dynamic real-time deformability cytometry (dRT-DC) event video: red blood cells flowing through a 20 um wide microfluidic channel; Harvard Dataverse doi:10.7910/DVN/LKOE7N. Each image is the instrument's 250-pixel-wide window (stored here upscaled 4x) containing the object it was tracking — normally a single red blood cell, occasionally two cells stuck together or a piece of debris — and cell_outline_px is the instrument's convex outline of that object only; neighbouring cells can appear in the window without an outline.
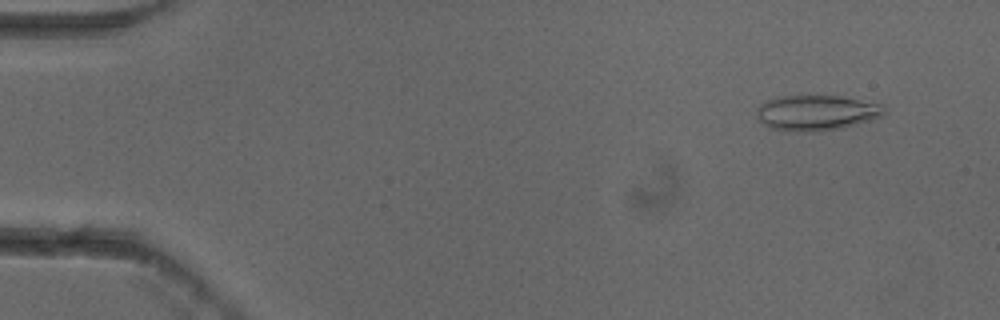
{"species": "common noctule bat (a hibernating species)", "species_latin": "Nyctalus noctula", "temperature_condition": "cold", "stored_images_in_passage": 54, "camera_frame_rate_fps": 3000, "um_per_image_px": 0.085, "animal": {"sex": "female"}, "frame": {"image": 1, "passage_image": 5, "time_ms": 1.333, "image_size_px": [1000, 320], "cell_outline_px": [[884, 116], [872, 120], [844, 128], [820, 132], [796, 132], [772, 128], [764, 124], [756, 116], [756, 108], [760, 104], [768, 100], [780, 96], [840, 96], [884, 104]], "centroid_in_image_um": [69.43, 9.6], "position_along_channel_um": 15.6, "area_um2": 26.65}}
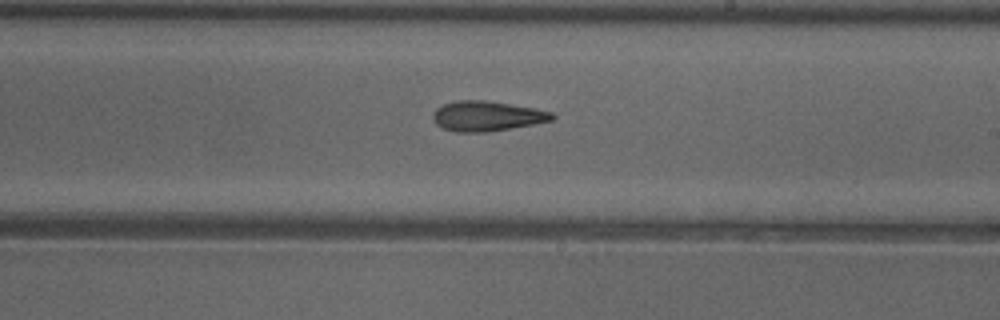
{"frame": {"image": 2, "passage_image": 32, "time_ms": 10.333, "image_size_px": [1000, 320], "cell_outline_px": [[556, 116], [552, 120], [536, 124], [488, 132], [456, 132], [444, 128], [436, 124], [432, 116], [436, 108], [444, 104], [456, 100], [484, 100], [536, 108], [552, 112]], "centroid_in_image_um": [41.41, 9.87], "position_along_channel_um": 247.6, "area_um2": 20.92}}
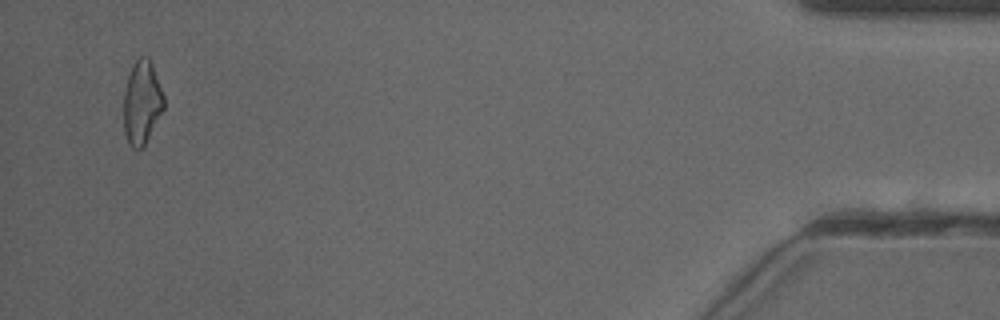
{"frame": {"image": 3, "passage_image": 52, "time_ms": 17.0, "image_size_px": [1000, 320], "cell_outline_px": [[164, 108], [144, 148], [132, 148], [128, 144], [124, 132], [124, 92], [128, 76], [132, 64], [140, 56], [148, 56], [152, 64], [164, 96]], "centroid_in_image_um": [12.06, 8.73], "position_along_channel_um": 423.1, "area_um2": 19.71}, "authors_computed_cell_mechanics": {"area_um2": 20.9525, "velocity_mm_per_s": 3.877, "shape_relaxation_time_tau1_ms": 7.0223, "shape_relaxation_time_tau2_ms": 7.4193, "deformation_change_tau1": 0.1948, "deformation_change_tau2": 0.2181}}